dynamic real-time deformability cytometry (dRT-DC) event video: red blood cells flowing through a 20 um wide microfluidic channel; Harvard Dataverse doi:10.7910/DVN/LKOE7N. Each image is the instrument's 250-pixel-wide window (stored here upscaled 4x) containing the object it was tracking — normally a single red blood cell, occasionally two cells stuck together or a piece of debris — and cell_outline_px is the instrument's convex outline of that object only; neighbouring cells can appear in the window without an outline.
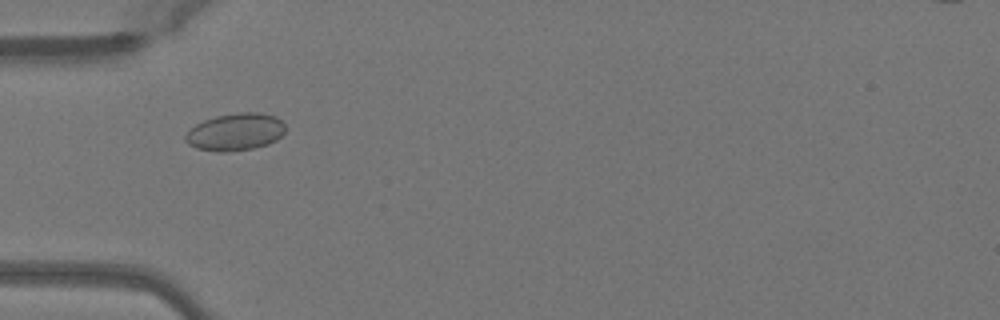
{"species": "Egyptian fruit bat (a non-hibernating species)", "species_latin": "Rousettus aegyptiacus", "temperature_condition": "warm", "stored_images_in_passage": 45, "camera_frame_rate_fps": 3000, "um_per_image_px": 0.085, "animal": {"sex": "female"}, "frame": {"image": 1, "passage_image": 11, "time_ms": 3.333, "image_size_px": [1000, 320], "cell_outline_px": [[284, 132], [276, 140], [268, 144], [252, 148], [224, 152], [216, 152], [196, 148], [188, 144], [184, 140], [184, 136], [196, 124], [204, 120], [216, 116], [236, 112], [260, 112], [276, 116], [284, 124]], "centroid_in_image_um": [19.99, 11.21], "position_along_channel_um": 65.0, "area_um2": 21.73}}
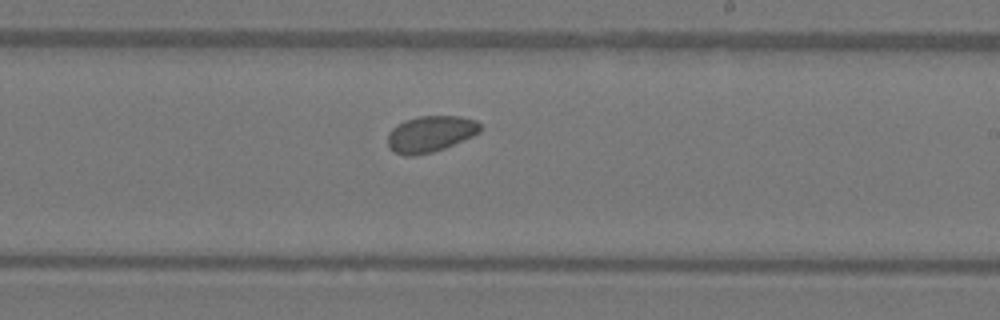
{"frame": {"image": 2, "passage_image": 25, "time_ms": 8.0, "image_size_px": [1000, 320], "cell_outline_px": [[480, 132], [472, 136], [444, 148], [432, 152], [416, 156], [408, 156], [396, 152], [388, 148], [388, 132], [396, 124], [404, 120], [420, 116], [460, 116], [476, 120], [480, 124]], "centroid_in_image_um": [36.56, 11.38], "position_along_channel_um": 252.4, "area_um2": 19.54}}
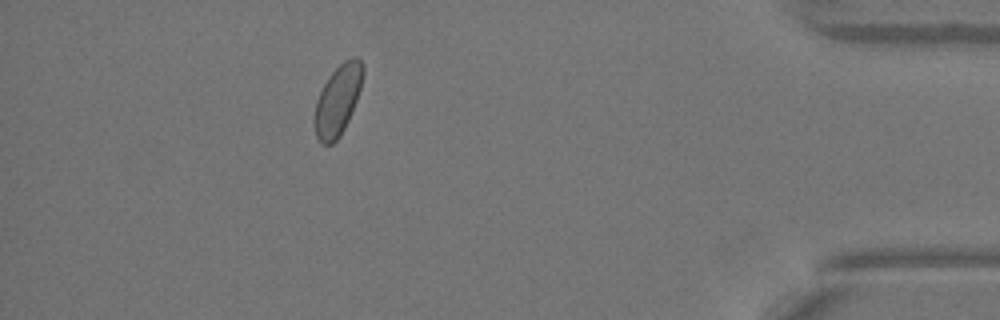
{"frame": {"image": 3, "passage_image": 40, "time_ms": 13.0, "image_size_px": [1000, 320], "cell_outline_px": [[364, 72], [360, 88], [356, 100], [348, 120], [340, 136], [332, 144], [320, 144], [316, 136], [312, 120], [316, 100], [328, 76], [344, 60], [352, 56], [356, 56], [364, 64]], "centroid_in_image_um": [28.68, 8.51], "position_along_channel_um": 406.5, "area_um2": 20.0}}